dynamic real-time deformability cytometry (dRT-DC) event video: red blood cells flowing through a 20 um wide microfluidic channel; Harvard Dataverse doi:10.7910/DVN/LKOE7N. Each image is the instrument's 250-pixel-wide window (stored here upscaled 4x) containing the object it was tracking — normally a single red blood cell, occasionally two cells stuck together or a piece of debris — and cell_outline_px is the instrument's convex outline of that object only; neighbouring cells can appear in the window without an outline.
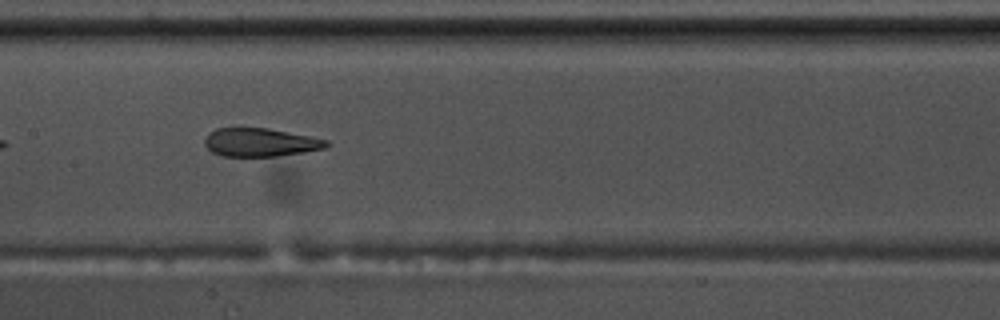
{"species": "common noctule bat (a hibernating species)", "species_latin": "Nyctalus noctula", "temperature_condition": "warm", "stored_images_in_passage": 42, "camera_frame_rate_fps": 3000, "um_per_image_px": 0.085, "animal": {"sex": "male", "body_mass_g": 17.5, "forearm_length_mm": 52.3}, "frame": {"image": 1, "passage_image": 13, "time_ms": 4.0, "image_size_px": [1000, 320], "cell_outline_px": [[328, 144], [324, 148], [304, 152], [276, 156], [224, 156], [212, 152], [204, 144], [204, 140], [216, 128], [268, 128], [328, 140]], "centroid_in_image_um": [22.12, 12.1], "position_along_channel_um": 185.3, "area_um2": 19.77}}
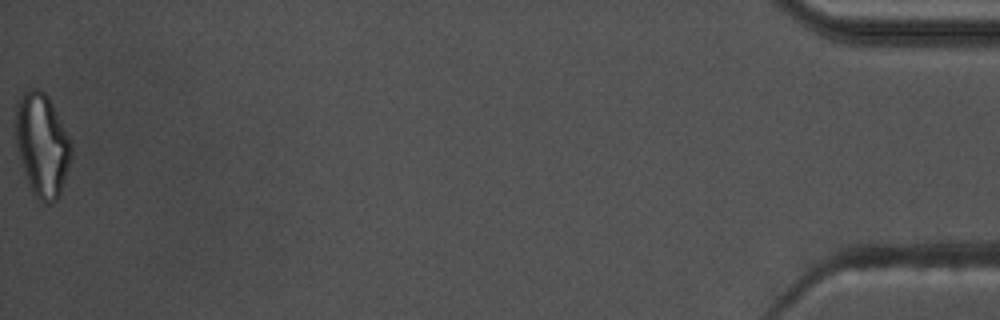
{"frame": {"image": 2, "passage_image": 42, "time_ms": 13.667, "image_size_px": [1000, 320], "cell_outline_px": [[72, 152], [60, 196], [52, 204], [48, 204], [40, 200], [32, 192], [24, 172], [16, 148], [12, 124], [16, 104], [20, 96], [28, 88], [40, 88], [48, 96], [72, 144]], "centroid_in_image_um": [3.52, 12.28], "position_along_channel_um": 431.7, "area_um2": 33.99}, "authors_computed_cell_mechanics": {"area_um2": 22.1952, "velocity_mm_per_s": 3.5756, "shape_relaxation_time_tau1_ms": null, "shape_relaxation_time_tau2_ms": 2.0965, "deformation_change_tau1": null, "deformation_change_tau2": 0.1017}}